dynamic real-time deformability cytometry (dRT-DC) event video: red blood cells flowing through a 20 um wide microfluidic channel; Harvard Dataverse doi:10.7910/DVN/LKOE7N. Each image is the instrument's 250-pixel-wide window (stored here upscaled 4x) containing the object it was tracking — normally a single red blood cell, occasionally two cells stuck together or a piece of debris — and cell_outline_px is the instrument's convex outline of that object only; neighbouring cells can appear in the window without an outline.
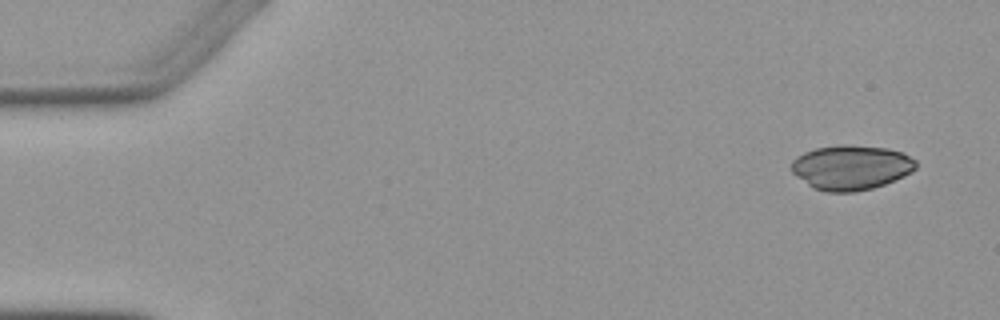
{"species": "Egyptian fruit bat (a non-hibernating species)", "species_latin": "Rousettus aegyptiacus", "temperature_condition": "warm", "stored_images_in_passage": 4, "camera_frame_rate_fps": 3000, "um_per_image_px": 0.085, "animal": {"sex": "female"}, "frame": {"image": 1, "passage_image": 1, "time_ms": 0.0, "image_size_px": [1000, 320], "cell_outline_px": [[916, 168], [912, 172], [904, 176], [884, 184], [872, 188], [856, 192], [828, 192], [812, 188], [792, 172], [792, 160], [796, 156], [804, 152], [816, 148], [840, 144], [852, 144], [888, 148], [900, 152], [916, 160]], "centroid_in_image_um": [72.33, 14.22], "position_along_channel_um": 12.7, "area_um2": 32.6}}